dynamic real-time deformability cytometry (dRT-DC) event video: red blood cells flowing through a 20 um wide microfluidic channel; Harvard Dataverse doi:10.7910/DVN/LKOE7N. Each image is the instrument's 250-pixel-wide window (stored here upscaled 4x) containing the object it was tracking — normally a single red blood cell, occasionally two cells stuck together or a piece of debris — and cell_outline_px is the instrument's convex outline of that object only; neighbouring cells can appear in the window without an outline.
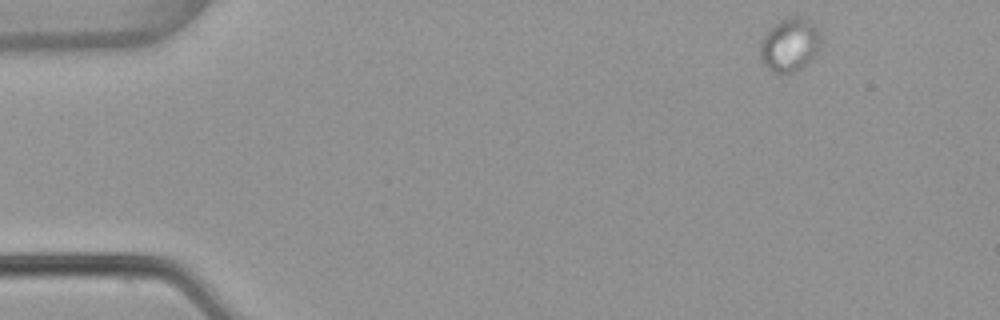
{"species": "common noctule bat (a hibernating species)", "species_latin": "Nyctalus noctula", "temperature_condition": "warm", "stored_images_in_passage": 4, "camera_frame_rate_fps": 3000, "um_per_image_px": 0.085, "animal": {"sex": "female", "body_mass_g": 22.7, "forearm_length_mm": 54.2}, "frame": {"image": 1, "passage_image": 1, "time_ms": 0.0, "image_size_px": [1000, 320], "cell_outline_px": [[820, 48], [812, 60], [800, 68], [792, 72], [772, 72], [764, 64], [760, 52], [760, 44], [764, 36], [780, 20], [788, 16], [800, 16], [812, 24], [816, 28], [820, 36]], "centroid_in_image_um": [67.14, 3.81], "position_along_channel_um": 17.9, "area_um2": 18.5}}
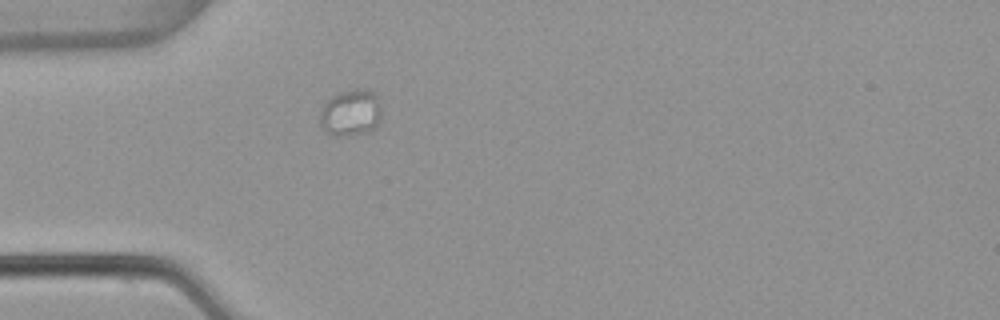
{"frame": {"image": 2, "passage_image": 4, "time_ms": 1.0, "image_size_px": [1000, 320], "cell_outline_px": [[380, 120], [376, 128], [368, 132], [340, 136], [336, 136], [328, 132], [320, 124], [320, 112], [324, 104], [332, 96], [340, 92], [356, 88], [380, 92]], "centroid_in_image_um": [29.87, 9.55], "position_along_channel_um": 55.1, "area_um2": 16.94}}